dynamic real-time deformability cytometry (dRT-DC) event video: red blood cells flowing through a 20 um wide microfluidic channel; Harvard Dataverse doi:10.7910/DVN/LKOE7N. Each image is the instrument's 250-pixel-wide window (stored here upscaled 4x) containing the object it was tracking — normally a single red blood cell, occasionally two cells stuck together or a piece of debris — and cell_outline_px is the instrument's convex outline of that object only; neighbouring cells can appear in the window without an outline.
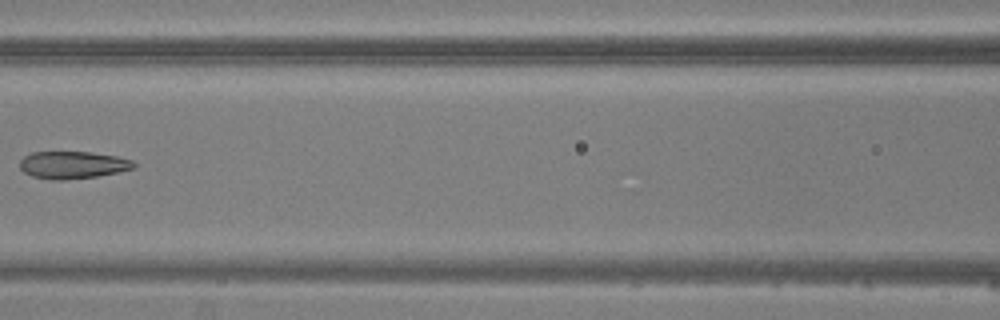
{"species": "common noctule bat (a hibernating species)", "species_latin": "Nyctalus noctula", "temperature_condition": "warm", "stored_images_in_passage": 6, "camera_frame_rate_fps": 3000, "um_per_image_px": 0.085, "animal": {"sex": "male", "body_mass_g": 20.5, "forearm_length_mm": 52.5}, "frame": {"image": 1, "passage_image": 6, "time_ms": 7.0, "image_size_px": [1000, 320], "cell_outline_px": [[136, 168], [96, 176], [64, 180], [52, 180], [32, 176], [24, 172], [20, 168], [20, 160], [24, 156], [32, 152], [92, 152], [116, 156], [132, 160], [136, 164]], "centroid_in_image_um": [6.17, 14.01], "position_along_channel_um": 160.4, "area_um2": 18.15}}